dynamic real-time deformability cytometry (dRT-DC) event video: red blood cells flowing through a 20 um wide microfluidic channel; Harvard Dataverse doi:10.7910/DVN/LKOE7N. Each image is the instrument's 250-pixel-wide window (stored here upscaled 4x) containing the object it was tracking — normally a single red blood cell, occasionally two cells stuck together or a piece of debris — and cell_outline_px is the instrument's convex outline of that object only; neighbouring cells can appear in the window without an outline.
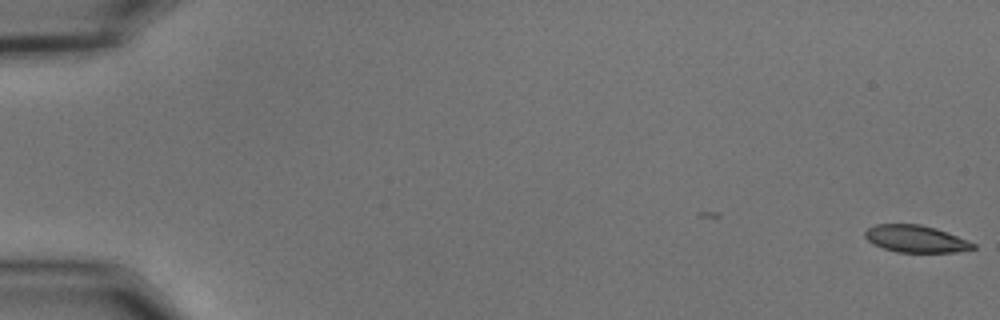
{"species": "common noctule bat (a hibernating species)", "species_latin": "Nyctalus noctula", "temperature_condition": "cold", "stored_images_in_passage": 56, "camera_frame_rate_fps": 3000, "um_per_image_px": 0.085, "animal": {"sex": "male", "body_mass_g": 15.6}, "frame": {"image": 1, "passage_image": 1, "time_ms": 0.0, "image_size_px": [1000, 320], "cell_outline_px": [[976, 248], [956, 252], [896, 252], [872, 244], [864, 236], [864, 232], [868, 228], [876, 224], [920, 224], [936, 228], [976, 244]], "centroid_in_image_um": [77.81, 20.3], "position_along_channel_um": 7.2, "area_um2": 16.99}}
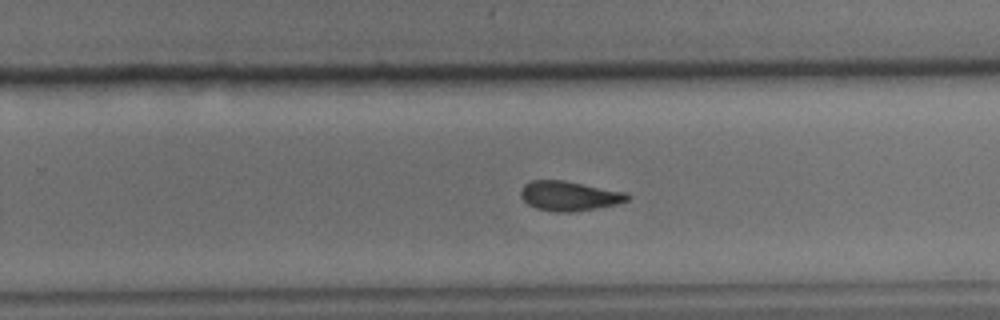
{"frame": {"image": 2, "passage_image": 37, "time_ms": 12.0, "image_size_px": [1000, 320], "cell_outline_px": [[632, 196], [628, 200], [616, 204], [576, 212], [556, 212], [536, 208], [528, 204], [520, 196], [520, 192], [524, 184], [532, 180], [564, 180], [628, 192]], "centroid_in_image_um": [48.41, 16.65], "position_along_channel_um": 281.4, "area_um2": 18.61}}
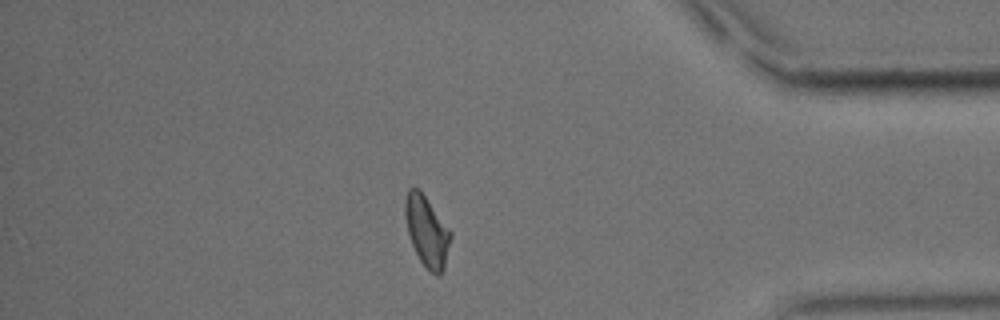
{"frame": {"image": 3, "passage_image": 49, "time_ms": 16.0, "image_size_px": [1000, 320], "cell_outline_px": [[452, 236], [444, 268], [440, 276], [436, 276], [428, 272], [420, 260], [412, 244], [408, 232], [404, 212], [404, 200], [408, 188], [420, 188], [452, 232]], "centroid_in_image_um": [36.29, 19.65], "position_along_channel_um": 398.9, "area_um2": 19.02}, "authors_computed_cell_mechanics": {"area_um2": 18.5249, "velocity_mm_per_s": 3.6385, "shape_relaxation_time_tau1_ms": null, "shape_relaxation_time_tau2_ms": 4.4292, "deformation_change_tau1": null, "deformation_change_tau2": 0.1016}}